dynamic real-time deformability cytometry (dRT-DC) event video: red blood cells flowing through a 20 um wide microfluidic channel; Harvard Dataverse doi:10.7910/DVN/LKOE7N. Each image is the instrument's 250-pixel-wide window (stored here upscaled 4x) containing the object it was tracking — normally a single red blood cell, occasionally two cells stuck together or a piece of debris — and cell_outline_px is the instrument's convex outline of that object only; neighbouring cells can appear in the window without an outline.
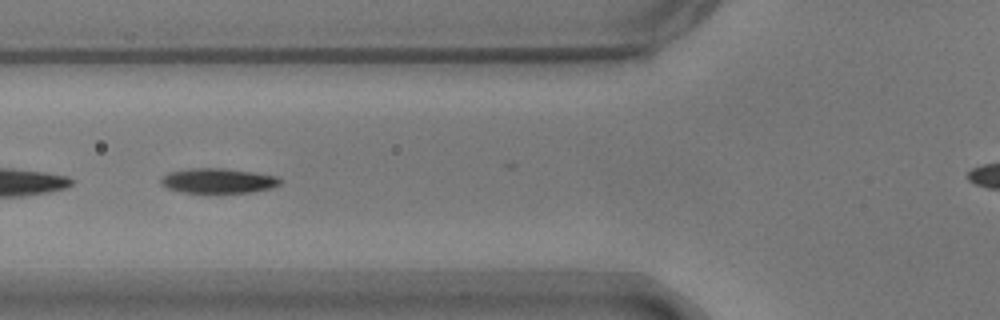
{"species": "common noctule bat (a hibernating species)", "species_latin": "Nyctalus noctula", "temperature_condition": "warm", "stored_images_in_passage": 40, "camera_frame_rate_fps": 3000, "um_per_image_px": 0.085, "animal": {"sex": "male", "body_mass_g": 17.9}, "frame": {"image": 1, "passage_image": 5, "time_ms": 1.333, "image_size_px": [1000, 320], "cell_outline_px": [[280, 184], [272, 188], [252, 192], [184, 192], [168, 188], [160, 184], [160, 180], [168, 172], [188, 168], [224, 168], [252, 172], [276, 176], [280, 180]], "centroid_in_image_um": [18.52, 15.35], "position_along_channel_um": 107.3, "area_um2": 17.11}}
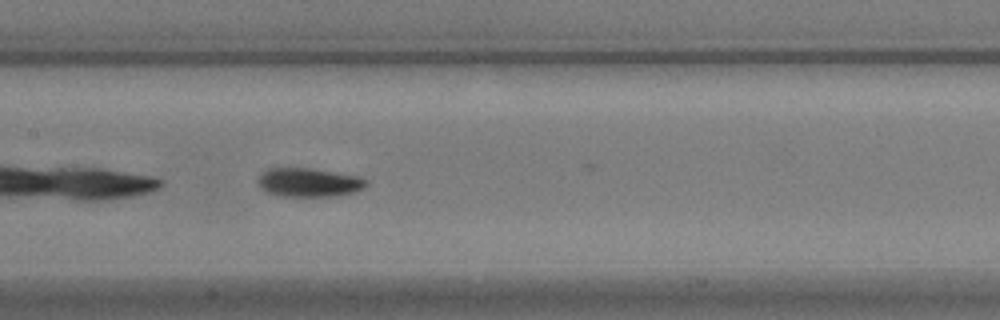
{"frame": {"image": 2, "passage_image": 11, "time_ms": 3.333, "image_size_px": [1000, 320], "cell_outline_px": [[368, 184], [364, 188], [352, 192], [332, 196], [284, 196], [268, 192], [260, 188], [256, 180], [260, 172], [268, 168], [312, 168], [360, 176], [368, 180]], "centroid_in_image_um": [26.24, 15.49], "position_along_channel_um": 181.2, "area_um2": 18.32}}
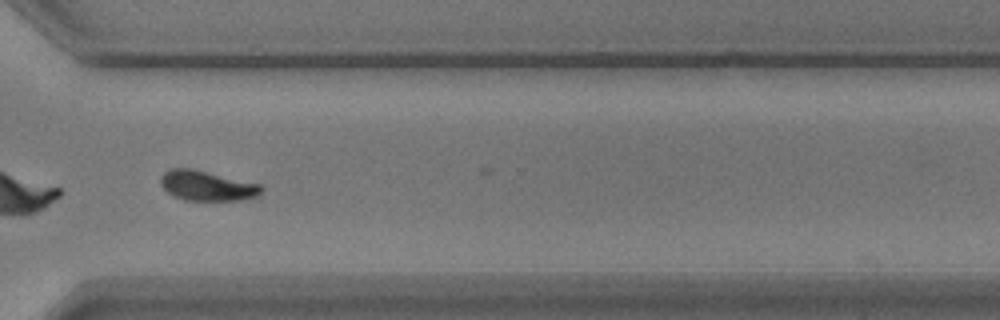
{"frame": {"image": 3, "passage_image": 25, "time_ms": 8.0, "image_size_px": [1000, 320], "cell_outline_px": [[264, 188], [256, 196], [240, 200], [184, 200], [168, 192], [160, 184], [160, 176], [164, 172], [172, 168], [192, 168], [260, 184]], "centroid_in_image_um": [17.57, 15.78], "position_along_channel_um": 353.0, "area_um2": 17.46}, "authors_computed_cell_mechanics": {"area_um2": 17.8602, "velocity_mm_per_s": 3.6893, "shape_relaxation_time_tau1_ms": 2.1599, "shape_relaxation_time_tau2_ms": null, "deformation_change_tau1": 0.1209, "deformation_change_tau2": null}}